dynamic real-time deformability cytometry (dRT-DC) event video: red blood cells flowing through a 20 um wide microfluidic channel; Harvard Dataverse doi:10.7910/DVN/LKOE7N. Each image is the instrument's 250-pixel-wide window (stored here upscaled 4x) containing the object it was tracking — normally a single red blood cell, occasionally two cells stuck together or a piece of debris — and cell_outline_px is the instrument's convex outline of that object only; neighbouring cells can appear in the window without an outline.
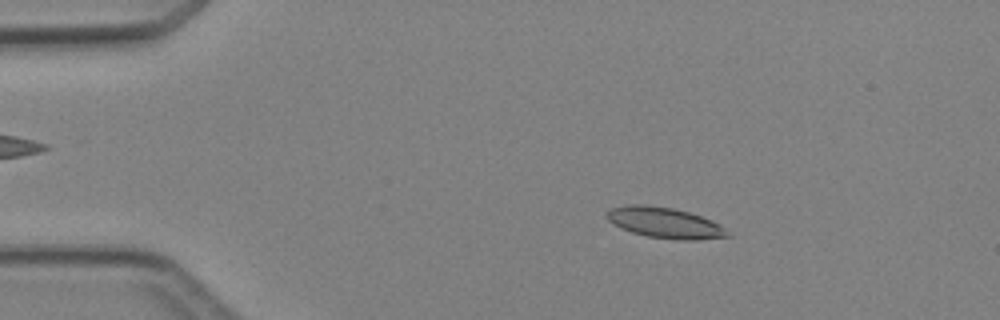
{"species": "Egyptian fruit bat (a non-hibernating species)", "species_latin": "Rousettus aegyptiacus", "temperature_condition": "cold", "stored_images_in_passage": 5, "camera_frame_rate_fps": 3000, "um_per_image_px": 0.085, "animal": {"sex": "female"}, "frame": {"image": 1, "passage_image": 3, "time_ms": 2.333, "image_size_px": [1000, 320], "cell_outline_px": [[732, 236], [696, 240], [676, 240], [648, 236], [632, 232], [620, 228], [612, 224], [604, 216], [604, 212], [612, 208], [628, 204], [644, 204], [672, 208], [688, 212], [712, 220], [724, 228]], "centroid_in_image_um": [56.46, 18.93], "position_along_channel_um": 28.5, "area_um2": 21.73}}
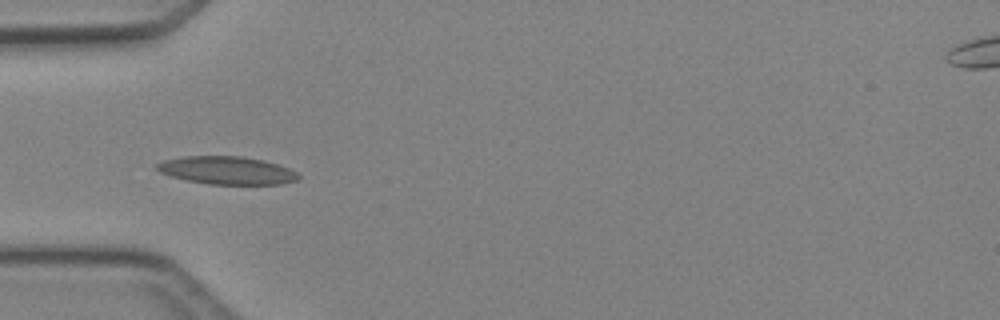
{"frame": {"image": 2, "passage_image": 5, "time_ms": 4.667, "image_size_px": [1000, 320], "cell_outline_px": [[300, 176], [296, 180], [280, 184], [208, 184], [168, 176], [160, 172], [156, 168], [156, 164], [164, 160], [184, 156], [240, 156], [264, 160], [288, 168], [296, 172]], "centroid_in_image_um": [19.25, 14.48], "position_along_channel_um": 65.7, "area_um2": 22.89}}